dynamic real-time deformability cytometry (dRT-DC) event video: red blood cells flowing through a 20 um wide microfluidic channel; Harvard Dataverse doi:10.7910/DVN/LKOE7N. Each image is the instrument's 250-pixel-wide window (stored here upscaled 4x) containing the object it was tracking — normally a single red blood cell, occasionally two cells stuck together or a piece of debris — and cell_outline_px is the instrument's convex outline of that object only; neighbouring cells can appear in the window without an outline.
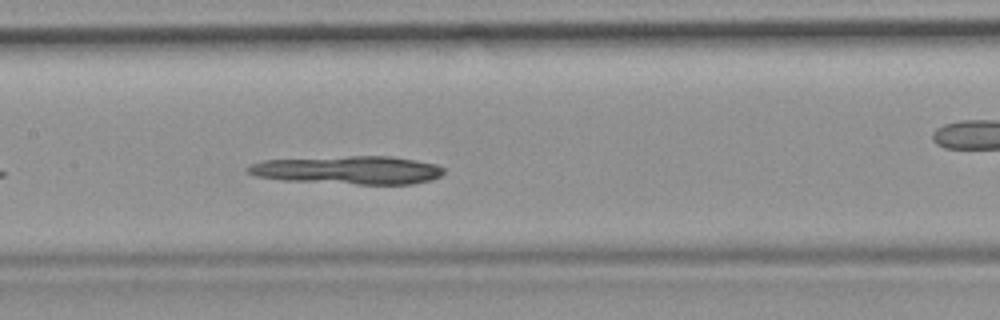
{"species": "common noctule bat (a hibernating species)", "species_latin": "Nyctalus noctula", "temperature_condition": "room temperature", "stored_images_in_passage": 38, "camera_frame_rate_fps": 3000, "um_per_image_px": 0.085, "animal": {"sex": "female", "body_mass_g": 19.9}, "frame": {"image": 1, "passage_image": 12, "time_ms": 3.667, "image_size_px": [1000, 320], "cell_outline_px": [[444, 172], [440, 176], [432, 180], [412, 184], [356, 184], [284, 180], [256, 176], [244, 172], [244, 168], [248, 164], [264, 160], [348, 156], [392, 156], [416, 160], [436, 164], [444, 168]], "centroid_in_image_um": [29.58, 14.45], "position_along_channel_um": 177.8, "area_um2": 32.43}}